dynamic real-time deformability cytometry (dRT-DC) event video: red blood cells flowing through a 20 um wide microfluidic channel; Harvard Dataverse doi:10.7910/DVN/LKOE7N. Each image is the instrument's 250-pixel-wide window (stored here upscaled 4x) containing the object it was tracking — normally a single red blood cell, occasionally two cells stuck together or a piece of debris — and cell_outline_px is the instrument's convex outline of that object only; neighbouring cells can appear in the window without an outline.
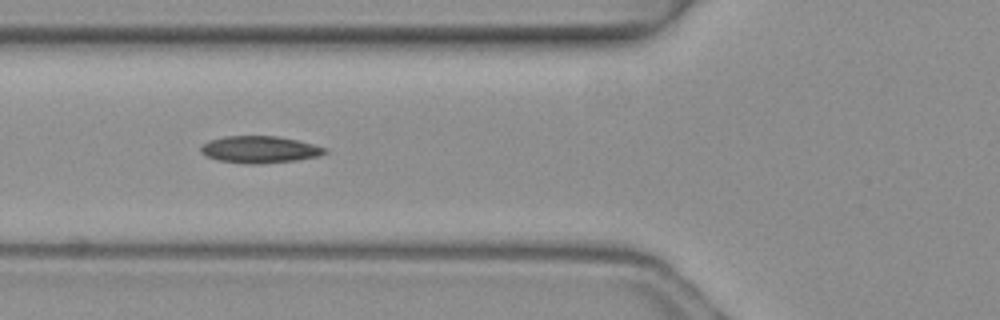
{"species": "common noctule bat (a hibernating species)", "species_latin": "Nyctalus noctula", "temperature_condition": "warm", "stored_images_in_passage": 3, "camera_frame_rate_fps": 3000, "um_per_image_px": 0.085, "animal": {"sex": "female", "body_mass_g": 19.3, "forearm_length_mm": 54.1}, "frame": {"image": 1, "passage_image": 2, "time_ms": 0.333, "image_size_px": [1000, 320], "cell_outline_px": [[328, 152], [320, 156], [296, 160], [260, 164], [244, 164], [216, 160], [204, 156], [200, 152], [200, 148], [208, 140], [224, 136], [276, 136], [296, 140], [328, 148]], "centroid_in_image_um": [22.04, 12.72], "position_along_channel_um": 103.8, "area_um2": 19.71}}
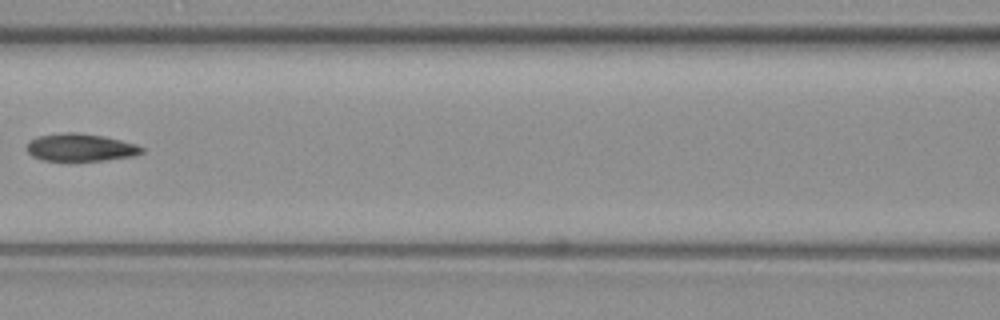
{"frame": {"image": 2, "passage_image": 3, "time_ms": 0.667, "image_size_px": [1000, 320], "cell_outline_px": [[144, 152], [136, 156], [104, 160], [68, 164], [40, 160], [32, 156], [28, 152], [28, 144], [36, 136], [64, 132], [76, 132], [104, 136], [136, 144], [144, 148]], "centroid_in_image_um": [6.83, 12.58], "position_along_channel_um": 159.8, "area_um2": 19.36}}